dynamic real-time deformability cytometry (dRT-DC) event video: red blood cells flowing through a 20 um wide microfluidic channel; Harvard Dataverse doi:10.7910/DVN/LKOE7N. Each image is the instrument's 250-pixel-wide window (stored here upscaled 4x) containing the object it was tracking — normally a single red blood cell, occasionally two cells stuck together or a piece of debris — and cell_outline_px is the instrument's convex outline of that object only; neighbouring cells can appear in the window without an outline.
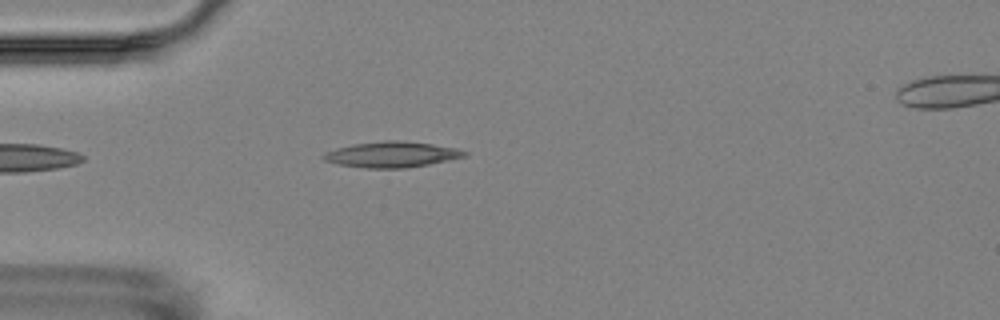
{"species": "Egyptian fruit bat (a non-hibernating species)", "species_latin": "Rousettus aegyptiacus", "temperature_condition": "room temperature", "stored_images_in_passage": 6, "camera_frame_rate_fps": 3000, "um_per_image_px": 0.085, "animal": {"sex": "female"}, "frame": {"image": 1, "passage_image": 5, "time_ms": 4.667, "image_size_px": [1000, 320], "cell_outline_px": [[468, 156], [408, 168], [364, 168], [340, 164], [324, 160], [320, 156], [324, 152], [336, 148], [352, 144], [384, 140], [396, 140], [432, 144], [456, 148], [468, 152]], "centroid_in_image_um": [33.28, 13.13], "position_along_channel_um": 51.7, "area_um2": 21.15}}